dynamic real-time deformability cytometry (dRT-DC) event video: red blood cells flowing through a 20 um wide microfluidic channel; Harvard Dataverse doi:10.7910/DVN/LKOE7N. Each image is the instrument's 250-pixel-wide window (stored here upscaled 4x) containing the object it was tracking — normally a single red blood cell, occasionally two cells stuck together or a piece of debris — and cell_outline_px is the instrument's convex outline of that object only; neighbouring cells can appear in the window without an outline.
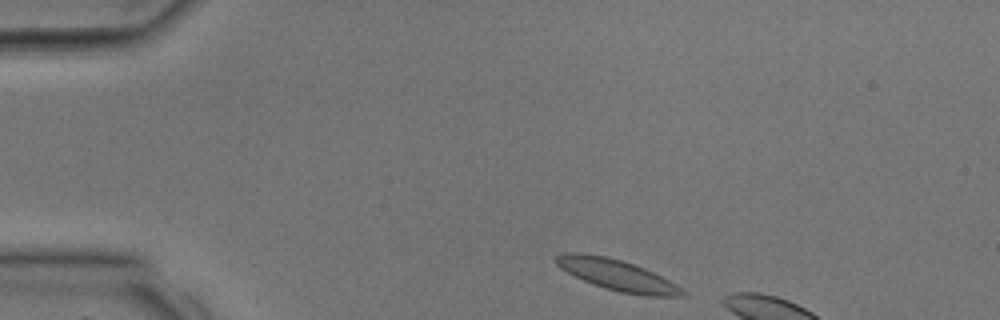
{"species": "common noctule bat (a hibernating species)", "species_latin": "Nyctalus noctula", "temperature_condition": "room temperature", "stored_images_in_passage": 4, "camera_frame_rate_fps": 3000, "um_per_image_px": 0.085, "animal": {"sex": "male", "body_mass_g": 17.9, "forearm_length_mm": 54.2}, "frame": {"image": 1, "passage_image": 1, "time_ms": 0.0, "image_size_px": [1000, 320], "cell_outline_px": [[688, 296], [644, 296], [620, 292], [604, 288], [592, 284], [560, 268], [556, 264], [556, 256], [560, 252], [580, 252], [604, 256], [620, 260], [644, 268], [676, 284], [688, 292]], "centroid_in_image_um": [52.46, 23.39], "position_along_channel_um": 32.5, "area_um2": 22.72}}